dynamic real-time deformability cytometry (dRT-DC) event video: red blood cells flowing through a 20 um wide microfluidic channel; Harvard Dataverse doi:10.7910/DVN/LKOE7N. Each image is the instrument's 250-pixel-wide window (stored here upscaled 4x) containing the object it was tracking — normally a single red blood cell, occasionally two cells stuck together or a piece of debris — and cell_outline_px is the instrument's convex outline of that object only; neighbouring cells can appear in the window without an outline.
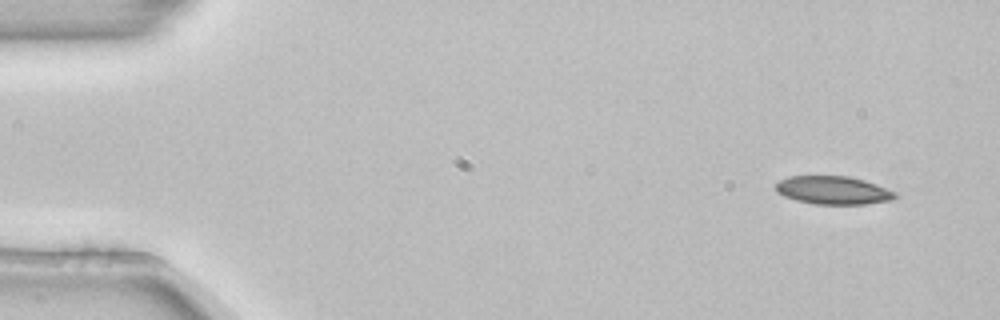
{"species": "common noctule bat (a hibernating species)", "species_latin": "Nyctalus noctula", "temperature_condition": "room temperature", "stored_images_in_passage": 4, "camera_frame_rate_fps": 3000, "um_per_image_px": 0.085, "animal": {"sex": "female", "body_mass_g": 22.7, "forearm_length_mm": 54.2}, "frame": {"image": 1, "passage_image": 1, "time_ms": 0.0, "image_size_px": [1000, 320], "cell_outline_px": [[900, 196], [892, 200], [864, 204], [816, 204], [796, 200], [784, 196], [776, 192], [776, 184], [780, 180], [788, 176], [848, 176], [864, 180], [876, 184], [896, 192]], "centroid_in_image_um": [70.84, 16.17], "position_along_channel_um": 14.2, "area_um2": 19.65}}
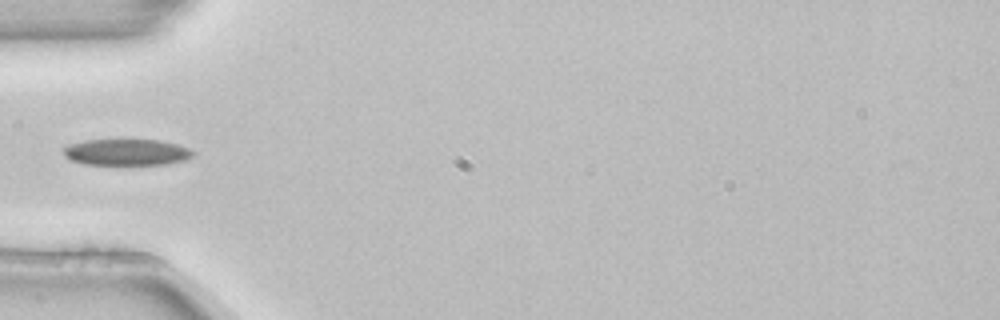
{"frame": {"image": 2, "passage_image": 4, "time_ms": 1.0, "image_size_px": [1000, 320], "cell_outline_px": [[196, 152], [192, 156], [184, 160], [168, 164], [128, 168], [84, 164], [72, 160], [64, 156], [64, 148], [68, 144], [84, 140], [160, 140], [176, 144], [188, 148]], "centroid_in_image_um": [10.76, 13.0], "position_along_channel_um": 74.2, "area_um2": 20.98}}